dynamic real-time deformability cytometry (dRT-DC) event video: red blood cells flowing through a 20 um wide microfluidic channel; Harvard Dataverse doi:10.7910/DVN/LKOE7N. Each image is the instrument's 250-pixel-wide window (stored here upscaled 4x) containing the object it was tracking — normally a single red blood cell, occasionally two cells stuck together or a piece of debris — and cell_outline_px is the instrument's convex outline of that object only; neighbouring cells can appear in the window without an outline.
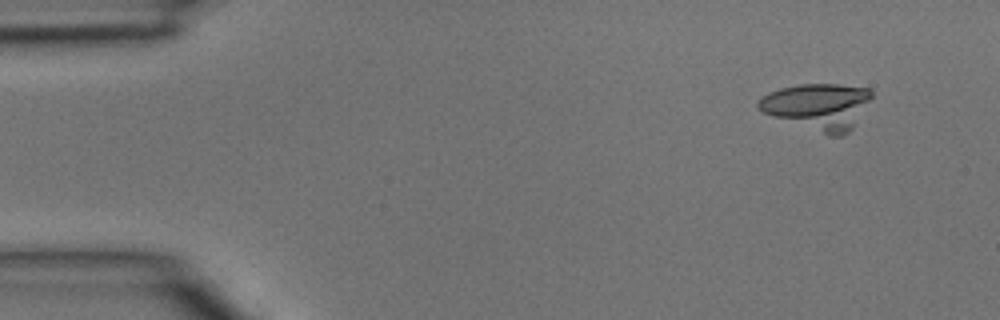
{"species": "common noctule bat (a hibernating species)", "species_latin": "Nyctalus noctula", "temperature_condition": "room temperature", "stored_images_in_passage": 4, "camera_frame_rate_fps": 3000, "um_per_image_px": 0.085, "animal": {"sex": "male", "body_mass_g": 15.6}, "frame": {"image": 1, "passage_image": 4, "time_ms": 1.0, "image_size_px": [1000, 320], "cell_outline_px": [[872, 96], [852, 128], [844, 136], [828, 136], [772, 116], [756, 108], [756, 100], [760, 96], [768, 92], [780, 88], [800, 84], [840, 84], [868, 88], [872, 92]], "centroid_in_image_um": [69.48, 9.04], "position_along_channel_um": 15.5, "area_um2": 30.69}}